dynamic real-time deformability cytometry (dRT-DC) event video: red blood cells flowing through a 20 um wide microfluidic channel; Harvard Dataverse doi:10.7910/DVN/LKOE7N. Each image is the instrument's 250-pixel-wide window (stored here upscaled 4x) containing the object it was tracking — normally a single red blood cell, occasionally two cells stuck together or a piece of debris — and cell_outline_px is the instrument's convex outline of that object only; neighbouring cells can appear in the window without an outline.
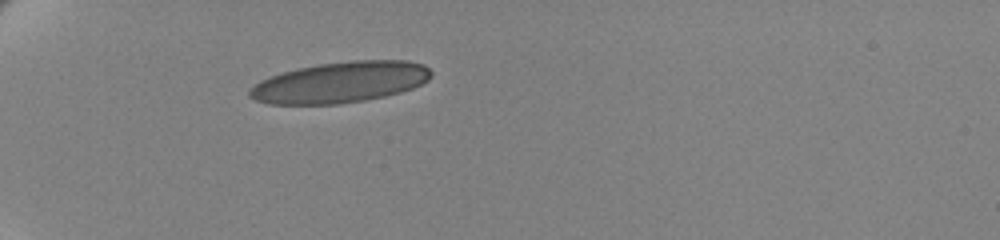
{"species": "human", "species_latin": "Homo sapiens", "temperature_condition": "cold", "stored_images_in_passage": 41, "camera_frame_rate_fps": 3000, "um_per_image_px": 0.085, "donor": {"sex": "female"}, "frame": {"image": 1, "passage_image": 1, "time_ms": 0.0, "image_size_px": [1000, 240], "cell_outline_px": [[432, 76], [428, 80], [412, 88], [400, 92], [384, 96], [364, 100], [336, 104], [268, 104], [256, 100], [248, 96], [248, 92], [260, 80], [284, 72], [300, 68], [320, 64], [352, 60], [408, 60], [424, 64], [432, 72]], "centroid_in_image_um": [28.95, 6.99], "position_along_channel_um": 56.0, "area_um2": 43.06}}
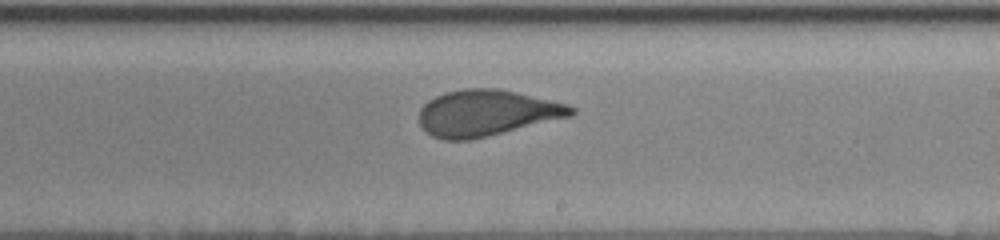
{"frame": {"image": 2, "passage_image": 20, "time_ms": 6.333, "image_size_px": [1000, 240], "cell_outline_px": [[576, 112], [572, 116], [488, 136], [468, 140], [444, 140], [432, 136], [424, 132], [420, 124], [420, 108], [428, 100], [444, 92], [464, 88], [496, 88], [516, 92], [568, 104], [576, 108]], "centroid_in_image_um": [41.35, 9.6], "position_along_channel_um": 247.6, "area_um2": 40.98}}
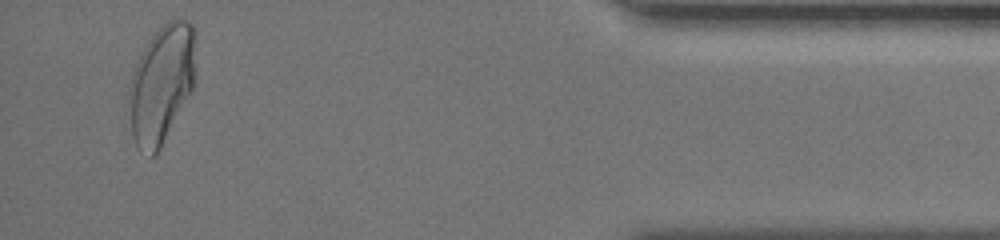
{"frame": {"image": 3, "passage_image": 39, "time_ms": 12.667, "image_size_px": [1000, 240], "cell_outline_px": [[196, 36], [192, 88], [156, 156], [152, 156], [136, 144], [132, 136], [128, 92], [132, 72], [144, 48], [152, 36], [168, 20], [176, 16], [188, 20], [196, 28]], "centroid_in_image_um": [13.74, 7.06], "position_along_channel_um": 421.5, "area_um2": 45.49}, "authors_computed_cell_mechanics": {"area_um2": 41.905, "velocity_mm_per_s": 3.4501, "shape_relaxation_time_tau1_ms": 4.6363, "shape_relaxation_time_tau2_ms": 0.7991, "deformation_change_tau1": 0.1713, "deformation_change_tau2": 0.0705}}